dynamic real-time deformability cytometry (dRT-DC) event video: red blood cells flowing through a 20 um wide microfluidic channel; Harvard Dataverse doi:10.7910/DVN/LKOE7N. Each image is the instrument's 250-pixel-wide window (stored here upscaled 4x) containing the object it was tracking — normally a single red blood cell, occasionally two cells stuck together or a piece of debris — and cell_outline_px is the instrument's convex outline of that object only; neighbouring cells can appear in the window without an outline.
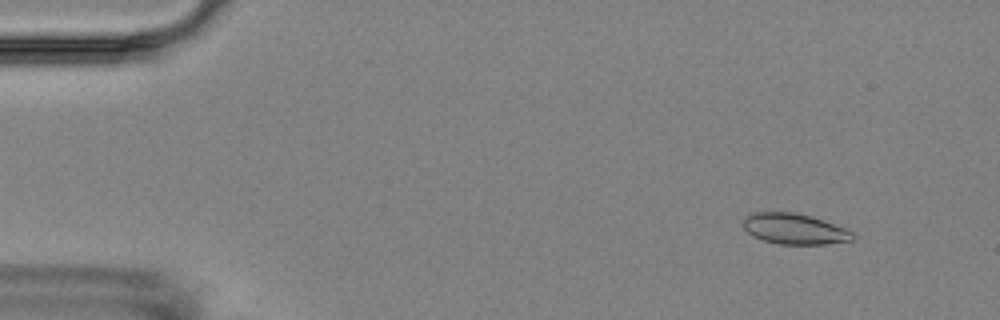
{"species": "Egyptian fruit bat (a non-hibernating species)", "species_latin": "Rousettus aegyptiacus", "temperature_condition": "room temperature", "stored_images_in_passage": 4, "camera_frame_rate_fps": 3000, "um_per_image_px": 0.085, "animal": {"sex": "female"}, "frame": {"image": 1, "passage_image": 1, "time_ms": 0.0, "image_size_px": [1000, 320], "cell_outline_px": [[856, 236], [852, 240], [824, 244], [780, 244], [764, 240], [752, 236], [744, 228], [744, 216], [748, 212], [796, 212], [812, 216], [824, 220], [844, 228], [852, 232]], "centroid_in_image_um": [67.5, 19.44], "position_along_channel_um": 17.5, "area_um2": 19.65}}
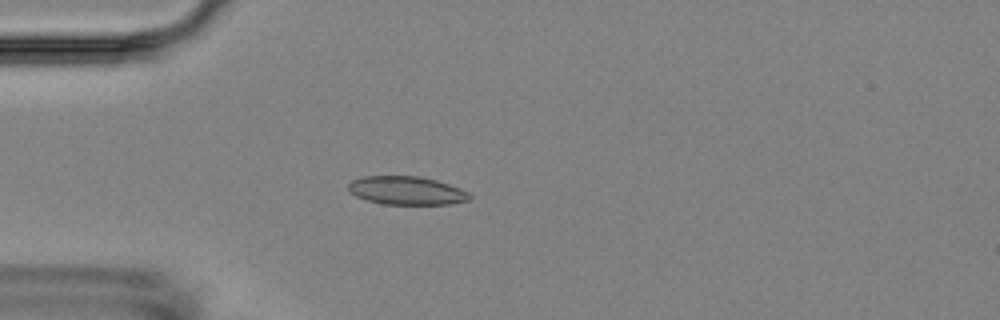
{"frame": {"image": 2, "passage_image": 3, "time_ms": 3.333, "image_size_px": [1000, 320], "cell_outline_px": [[472, 196], [468, 200], [452, 204], [384, 204], [368, 200], [356, 196], [348, 188], [348, 184], [352, 180], [364, 176], [420, 176], [436, 180], [460, 188], [468, 192]], "centroid_in_image_um": [34.58, 16.19], "position_along_channel_um": 50.4, "area_um2": 19.94}}